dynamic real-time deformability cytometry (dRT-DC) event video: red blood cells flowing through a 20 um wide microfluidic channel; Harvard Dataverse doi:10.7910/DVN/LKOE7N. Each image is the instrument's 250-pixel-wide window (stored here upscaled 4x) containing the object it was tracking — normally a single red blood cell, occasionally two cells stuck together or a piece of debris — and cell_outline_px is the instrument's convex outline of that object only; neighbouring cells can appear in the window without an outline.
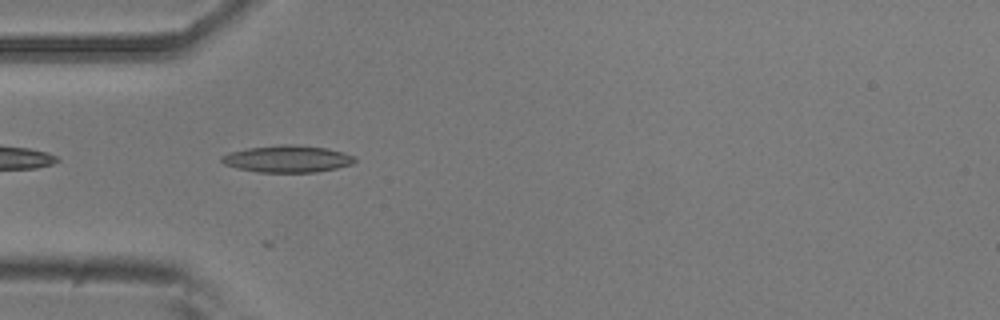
{"species": "common noctule bat (a hibernating species)", "species_latin": "Nyctalus noctula", "temperature_condition": "room temperature", "stored_images_in_passage": 5, "camera_frame_rate_fps": 3000, "um_per_image_px": 0.085, "animal": {"sex": "male", "body_mass_g": 20.5, "forearm_length_mm": 52.5}, "frame": {"image": 1, "passage_image": 4, "time_ms": 1.0, "image_size_px": [1000, 320], "cell_outline_px": [[356, 160], [352, 164], [336, 168], [316, 172], [260, 172], [236, 168], [224, 164], [220, 160], [220, 156], [228, 152], [248, 148], [280, 144], [296, 144], [328, 148], [344, 152], [356, 156]], "centroid_in_image_um": [24.43, 13.49], "position_along_channel_um": 60.6, "area_um2": 21.15}}
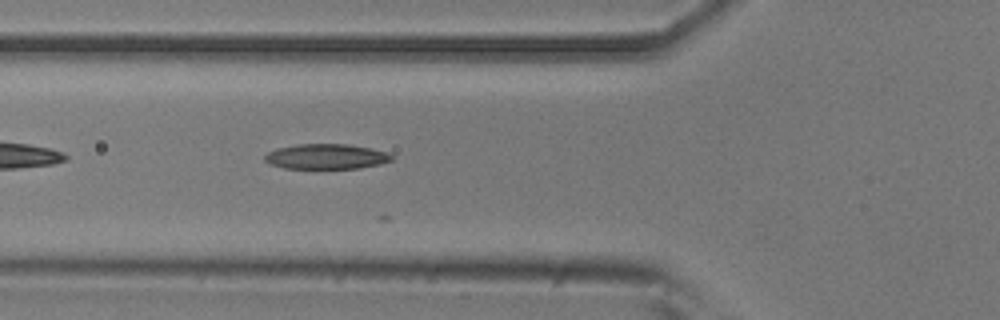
{"frame": {"image": 2, "passage_image": 5, "time_ms": 1.333, "image_size_px": [1000, 320], "cell_outline_px": [[392, 160], [380, 164], [360, 168], [284, 168], [272, 164], [264, 160], [264, 156], [268, 152], [276, 148], [296, 144], [348, 144], [372, 148], [388, 152], [392, 156]], "centroid_in_image_um": [27.74, 13.29], "position_along_channel_um": 98.1, "area_um2": 18.61}}